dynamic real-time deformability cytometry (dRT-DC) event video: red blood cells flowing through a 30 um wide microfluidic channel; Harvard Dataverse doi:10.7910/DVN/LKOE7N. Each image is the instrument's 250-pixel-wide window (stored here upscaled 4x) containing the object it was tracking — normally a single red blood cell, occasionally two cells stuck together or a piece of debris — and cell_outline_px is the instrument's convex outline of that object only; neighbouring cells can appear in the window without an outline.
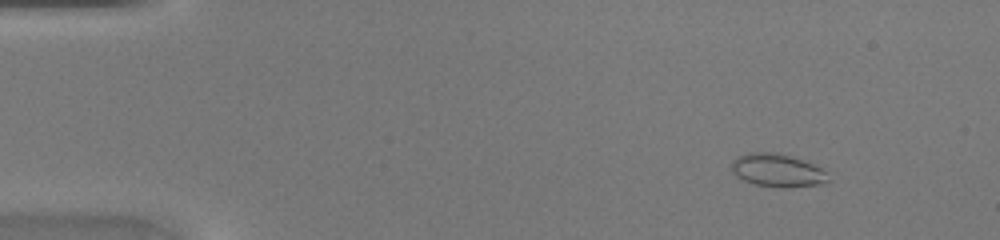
{"species": "common noctule bat (a hibernating species)", "species_latin": "Nyctalus noctula", "temperature_condition": "warm", "stored_images_in_passage": 47, "segment_of_instrument_passage": [1, 2], "camera_frame_rate_fps": 3000, "um_per_image_px": 0.085, "animal": {"sex": "female", "body_mass_g": 20.0, "forearm_length_mm": 54.0}, "frame": {"image": 1, "passage_image": 6, "time_ms": 1.667, "image_size_px": [1000, 240], "cell_outline_px": [[832, 180], [820, 184], [784, 188], [780, 188], [756, 184], [744, 180], [736, 176], [732, 172], [732, 160], [736, 156], [748, 152], [776, 152], [792, 156], [812, 164], [828, 172]], "centroid_in_image_um": [66.09, 14.48], "position_along_channel_um": 18.9, "area_um2": 18.84}}
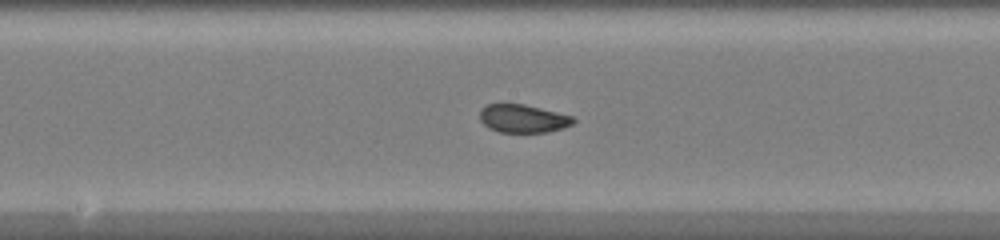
{"frame": {"image": 2, "passage_image": 25, "time_ms": 8.0, "image_size_px": [1000, 240], "cell_outline_px": [[576, 120], [572, 124], [564, 128], [548, 132], [500, 132], [488, 128], [480, 120], [480, 108], [488, 104], [524, 104], [572, 116]], "centroid_in_image_um": [44.44, 10.08], "position_along_channel_um": 203.8, "area_um2": 15.32}}
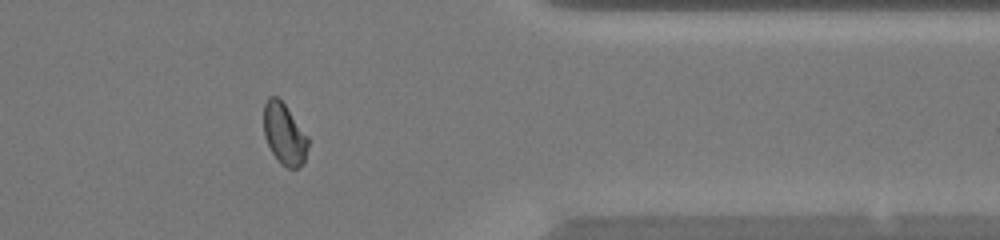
{"frame": {"image": 3, "passage_image": 38, "time_ms": 12.333, "image_size_px": [1000, 240], "cell_outline_px": [[308, 144], [304, 164], [296, 168], [288, 168], [280, 164], [272, 152], [264, 136], [264, 104], [268, 96], [276, 96], [284, 104], [308, 136]], "centroid_in_image_um": [24.16, 11.41], "position_along_channel_um": 387.2, "area_um2": 15.78}}